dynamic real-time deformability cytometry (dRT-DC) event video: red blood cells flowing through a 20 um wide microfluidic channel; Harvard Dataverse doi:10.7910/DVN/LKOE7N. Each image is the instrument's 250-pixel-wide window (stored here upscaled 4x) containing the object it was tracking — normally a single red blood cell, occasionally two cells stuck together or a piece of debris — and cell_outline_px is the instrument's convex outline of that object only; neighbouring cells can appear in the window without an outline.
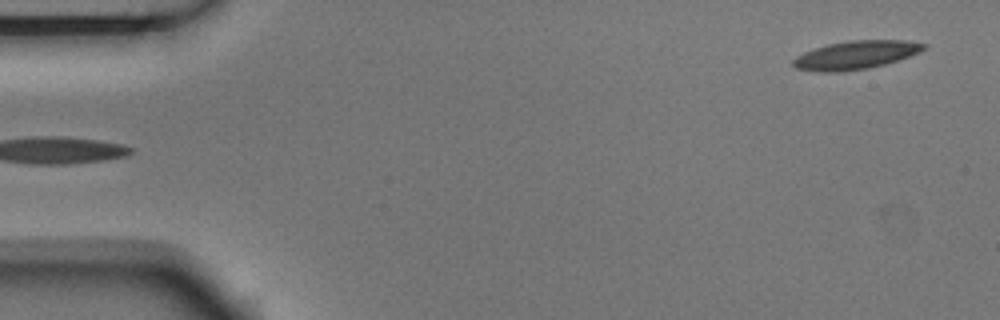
{"species": "Egyptian fruit bat (a non-hibernating species)", "species_latin": "Rousettus aegyptiacus", "temperature_condition": "room temperature", "stored_images_in_passage": 5, "segment_of_instrument_passage": [2, 2], "camera_frame_rate_fps": 3000, "um_per_image_px": 0.085, "animal": {"sex": "male"}, "frame": {"image": 1, "passage_image": 5, "time_ms": 1.333, "image_size_px": [1000, 320], "cell_outline_px": [[928, 48], [920, 52], [884, 64], [868, 68], [840, 72], [816, 72], [796, 68], [792, 64], [792, 60], [796, 56], [804, 52], [828, 44], [848, 40], [908, 40], [928, 44]], "centroid_in_image_um": [72.75, 4.67], "position_along_channel_um": 12.3, "area_um2": 21.68}}